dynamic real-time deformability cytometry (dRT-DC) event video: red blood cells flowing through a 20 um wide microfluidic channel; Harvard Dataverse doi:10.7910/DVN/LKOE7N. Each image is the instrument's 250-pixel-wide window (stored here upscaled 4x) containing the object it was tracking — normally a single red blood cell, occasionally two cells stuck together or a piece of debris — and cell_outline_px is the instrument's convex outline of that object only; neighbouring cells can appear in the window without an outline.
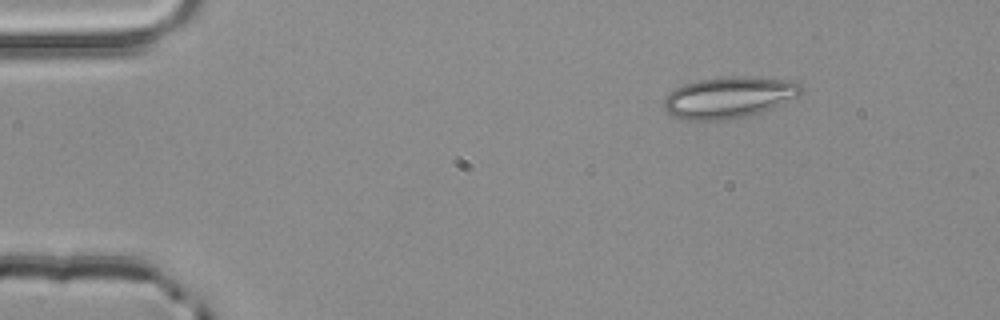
{"species": "common noctule bat (a hibernating species)", "species_latin": "Nyctalus noctula", "temperature_condition": "room temperature", "stored_images_in_passage": 48, "camera_frame_rate_fps": 3000, "um_per_image_px": 0.085, "animal": {"sex": "male", "body_mass_g": 20.4}, "frame": {"image": 1, "passage_image": 2, "time_ms": 0.333, "image_size_px": [1000, 320], "cell_outline_px": [[804, 92], [800, 96], [772, 108], [748, 116], [724, 120], [688, 120], [676, 116], [668, 112], [664, 108], [664, 96], [676, 88], [684, 84], [700, 80], [732, 76], [744, 76], [792, 80], [800, 84], [804, 88]], "centroid_in_image_um": [62.02, 8.27], "position_along_channel_um": 23.0, "area_um2": 33.12}}
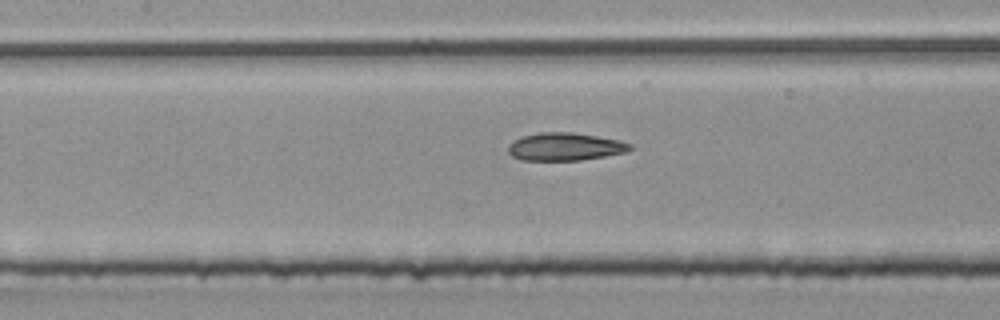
{"frame": {"image": 2, "passage_image": 19, "time_ms": 6.0, "image_size_px": [1000, 320], "cell_outline_px": [[632, 148], [624, 152], [604, 156], [580, 160], [520, 160], [512, 156], [508, 152], [508, 144], [512, 140], [520, 136], [540, 132], [572, 132], [620, 140], [632, 144]], "centroid_in_image_um": [47.97, 12.46], "position_along_channel_um": 159.4, "area_um2": 19.83}}
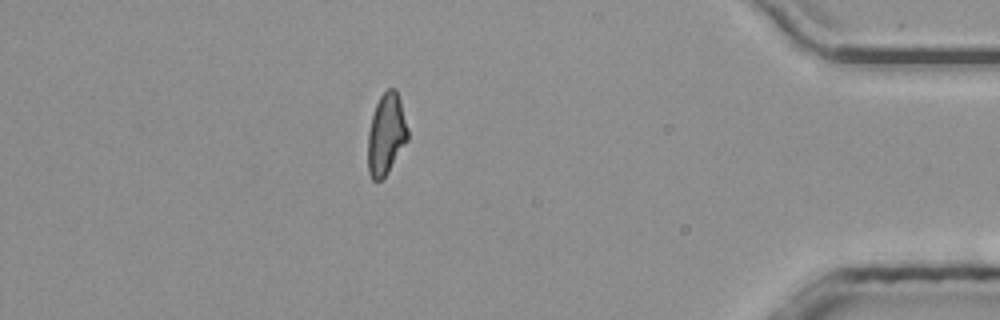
{"frame": {"image": 3, "passage_image": 41, "time_ms": 13.333, "image_size_px": [1000, 320], "cell_outline_px": [[408, 140], [388, 172], [380, 180], [372, 180], [368, 172], [368, 132], [372, 116], [376, 104], [380, 96], [388, 88], [396, 88], [400, 100], [408, 128]], "centroid_in_image_um": [32.83, 11.4], "position_along_channel_um": 402.4, "area_um2": 18.84}, "authors_computed_cell_mechanics": {"area_um2": 19.4786, "velocity_mm_per_s": 3.9211, "shape_relaxation_time_tau1_ms": null, "shape_relaxation_time_tau2_ms": 3.0911, "deformation_change_tau1": null, "deformation_change_tau2": 0.0911}}